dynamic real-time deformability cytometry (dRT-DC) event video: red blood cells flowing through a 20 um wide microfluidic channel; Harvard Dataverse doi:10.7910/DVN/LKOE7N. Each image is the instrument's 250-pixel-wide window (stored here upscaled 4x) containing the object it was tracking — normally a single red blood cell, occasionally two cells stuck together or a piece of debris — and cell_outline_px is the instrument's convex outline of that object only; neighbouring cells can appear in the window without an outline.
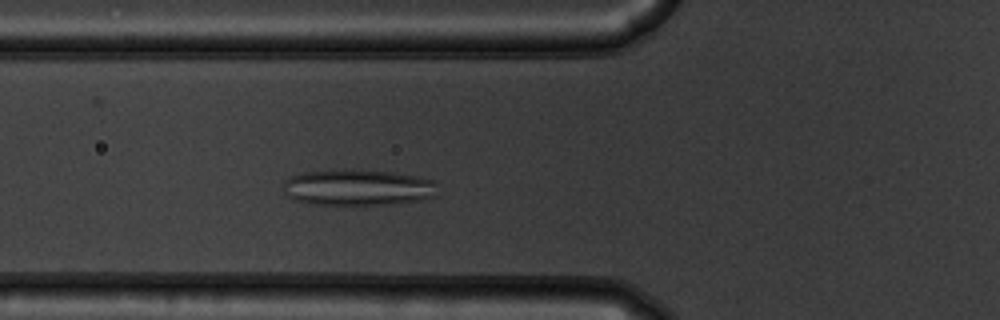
{"species": "common noctule bat (a hibernating species)", "species_latin": "Nyctalus noctula", "temperature_condition": "warm", "stored_images_in_passage": 49, "camera_frame_rate_fps": 3000, "um_per_image_px": 0.085, "animal": {"sex": "male", "body_mass_g": 19.5, "forearm_length_mm": 54.6}, "frame": {"image": 1, "passage_image": 14, "time_ms": 4.333, "image_size_px": [1000, 320], "cell_outline_px": [[436, 196], [424, 200], [396, 204], [308, 204], [296, 200], [288, 196], [284, 188], [284, 180], [288, 176], [304, 172], [344, 168], [352, 168], [392, 172], [420, 176], [436, 180]], "centroid_in_image_um": [30.46, 15.91], "position_along_channel_um": 95.3, "area_um2": 33.23}}
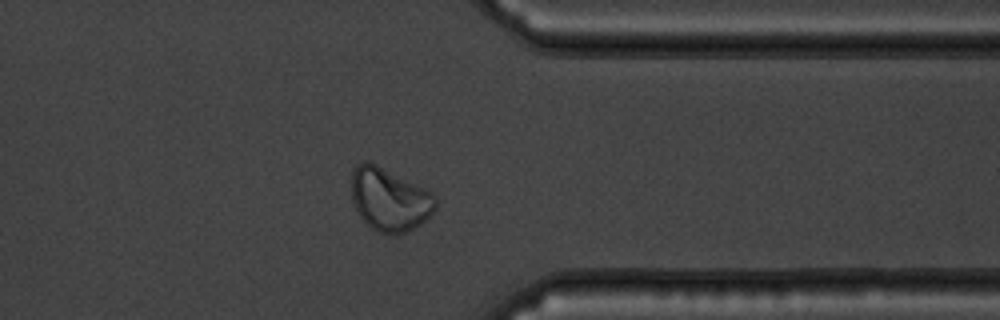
{"frame": {"image": 2, "passage_image": 37, "time_ms": 12.0, "image_size_px": [1000, 320], "cell_outline_px": [[436, 208], [416, 228], [408, 232], [376, 232], [360, 216], [352, 200], [352, 168], [356, 164], [376, 164], [432, 192], [436, 196]], "centroid_in_image_um": [33.11, 16.96], "position_along_channel_um": 378.3, "area_um2": 30.23}}
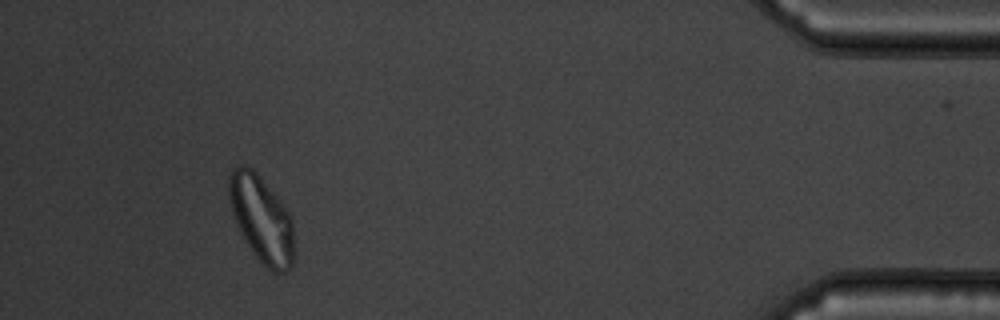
{"frame": {"image": 3, "passage_image": 44, "time_ms": 14.333, "image_size_px": [1000, 320], "cell_outline_px": [[292, 264], [288, 272], [272, 272], [252, 252], [244, 240], [236, 224], [232, 212], [228, 192], [228, 176], [232, 168], [236, 164], [244, 164], [252, 168], [256, 172], [280, 200], [288, 212], [292, 220]], "centroid_in_image_um": [22.18, 18.57], "position_along_channel_um": 413.0, "area_um2": 32.66}}